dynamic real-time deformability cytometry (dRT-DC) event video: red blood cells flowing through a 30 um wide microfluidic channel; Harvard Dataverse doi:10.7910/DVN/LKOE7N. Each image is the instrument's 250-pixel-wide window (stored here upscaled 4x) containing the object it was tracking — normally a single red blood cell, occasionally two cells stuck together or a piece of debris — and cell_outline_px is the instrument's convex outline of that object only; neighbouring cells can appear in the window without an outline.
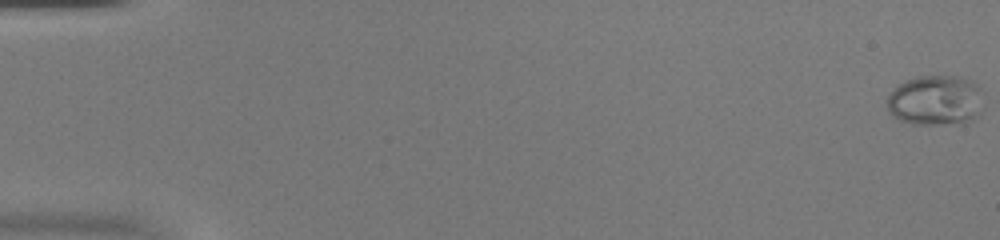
{"species": "common noctule bat (a hibernating species)", "species_latin": "Nyctalus noctula", "temperature_condition": "warm", "stored_images_in_passage": 54, "camera_frame_rate_fps": 3000, "um_per_image_px": 0.085, "animal": {"sex": "female", "body_mass_g": 20.0, "forearm_length_mm": 54.0}, "frame": {"image": 1, "passage_image": 1, "time_ms": 0.0, "image_size_px": [1000, 240], "cell_outline_px": [[984, 92], [980, 116], [972, 120], [936, 124], [912, 124], [900, 120], [892, 116], [888, 112], [888, 96], [904, 80], [920, 76], [956, 76], [972, 80]], "centroid_in_image_um": [79.56, 8.52], "position_along_channel_um": 5.4, "area_um2": 28.32}}
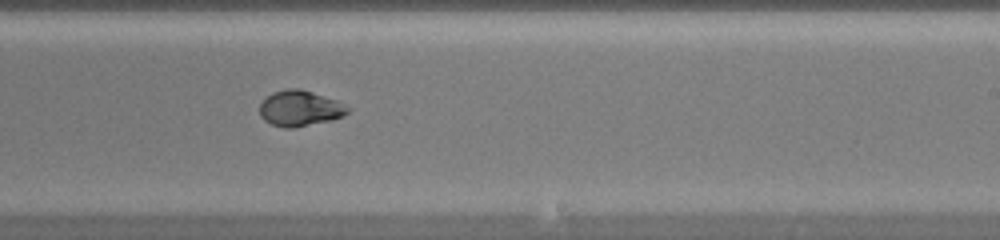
{"frame": {"image": 2, "passage_image": 34, "time_ms": 11.0, "image_size_px": [1000, 240], "cell_outline_px": [[352, 108], [348, 112], [332, 120], [292, 128], [284, 128], [272, 124], [264, 120], [260, 116], [260, 104], [272, 92], [288, 88], [300, 88], [336, 100]], "centroid_in_image_um": [25.49, 9.21], "position_along_channel_um": 263.5, "area_um2": 18.21}}
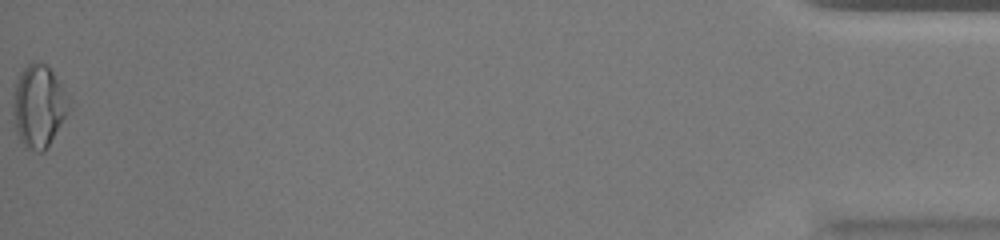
{"frame": {"image": 3, "passage_image": 54, "time_ms": 17.667, "image_size_px": [1000, 240], "cell_outline_px": [[72, 108], [44, 152], [36, 152], [28, 148], [20, 140], [16, 128], [12, 112], [12, 104], [16, 80], [20, 72], [28, 64], [44, 64], [52, 72], [64, 92]], "centroid_in_image_um": [3.28, 9.07], "position_along_channel_um": 431.9, "area_um2": 26.41}}